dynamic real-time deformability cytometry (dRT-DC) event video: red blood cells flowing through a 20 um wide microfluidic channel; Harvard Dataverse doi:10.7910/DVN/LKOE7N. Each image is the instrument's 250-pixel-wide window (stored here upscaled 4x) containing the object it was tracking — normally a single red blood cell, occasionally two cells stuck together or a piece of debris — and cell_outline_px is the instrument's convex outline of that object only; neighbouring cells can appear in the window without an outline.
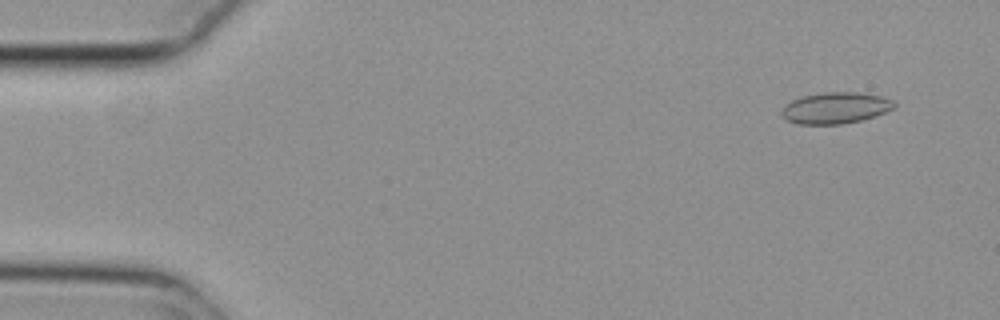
{"species": "common noctule bat (a hibernating species)", "species_latin": "Nyctalus noctula", "temperature_condition": "cold", "stored_images_in_passage": 27, "camera_frame_rate_fps": 3000, "um_per_image_px": 0.085, "animal": {"sex": "female", "body_mass_g": 29.2, "forearm_length_mm": 56.3}, "frame": {"image": 1, "passage_image": 4, "time_ms": 1.0, "image_size_px": [1000, 320], "cell_outline_px": [[896, 104], [892, 108], [876, 116], [844, 124], [800, 124], [788, 120], [780, 112], [784, 104], [800, 96], [824, 92], [856, 92], [880, 96], [892, 100]], "centroid_in_image_um": [70.98, 9.17], "position_along_channel_um": 14.0, "area_um2": 20.46}}
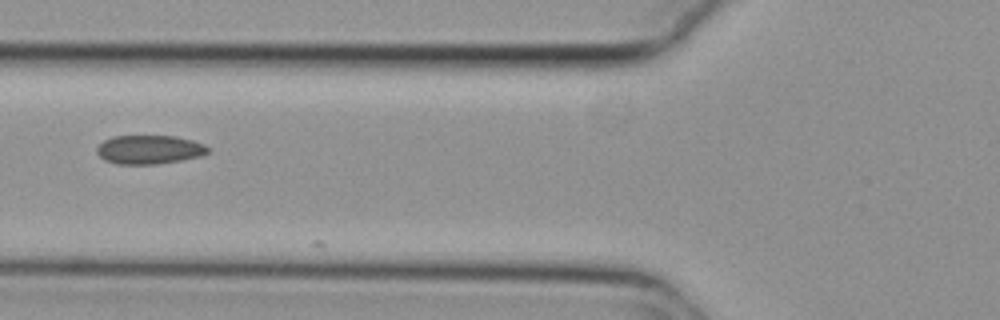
{"frame": {"image": 2, "passage_image": 21, "time_ms": 6.667, "image_size_px": [1000, 320], "cell_outline_px": [[208, 152], [200, 156], [180, 160], [156, 164], [116, 164], [104, 160], [96, 152], [96, 148], [104, 140], [112, 136], [176, 136], [192, 140], [204, 144], [208, 148]], "centroid_in_image_um": [12.66, 12.71], "position_along_channel_um": 113.1, "area_um2": 18.61}}
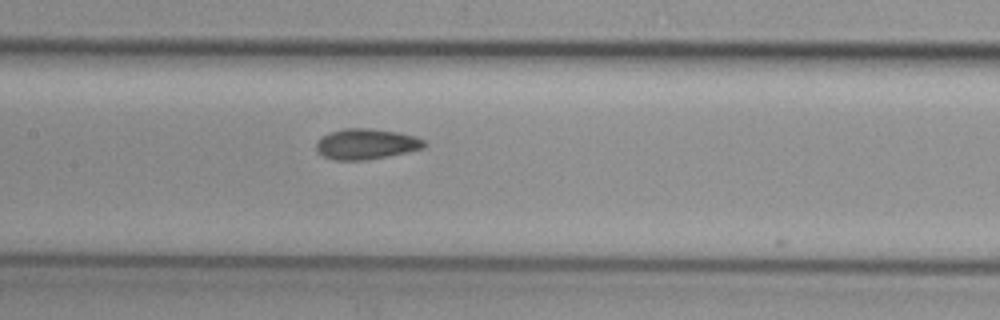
{"frame": {"image": 3, "passage_image": 26, "time_ms": 8.333, "image_size_px": [1000, 320], "cell_outline_px": [[428, 144], [424, 148], [364, 160], [336, 160], [324, 156], [316, 148], [316, 144], [320, 136], [344, 128], [368, 128], [396, 132], [416, 136], [424, 140]], "centroid_in_image_um": [31.13, 12.23], "position_along_channel_um": 176.3, "area_um2": 18.96}}